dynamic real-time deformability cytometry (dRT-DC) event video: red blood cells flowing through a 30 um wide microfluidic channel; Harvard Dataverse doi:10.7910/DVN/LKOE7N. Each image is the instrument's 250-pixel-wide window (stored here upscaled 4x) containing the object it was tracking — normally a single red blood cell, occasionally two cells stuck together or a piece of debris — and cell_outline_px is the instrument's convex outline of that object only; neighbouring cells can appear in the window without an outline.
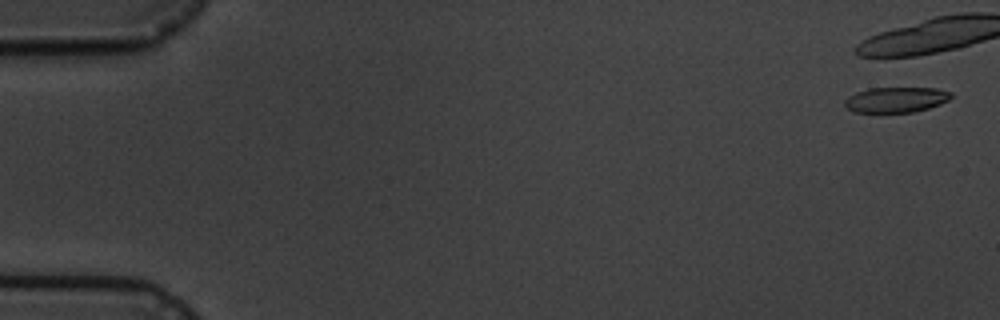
{"species": "common noctule bat (a hibernating species)", "species_latin": "Nyctalus noctula", "temperature_condition": "cold", "stored_images_in_passage": 7, "camera_frame_rate_fps": 3000, "um_per_image_px": 0.085, "animal": {"sex": "male", "body_mass_g": 19.5, "forearm_length_mm": 54.6}, "frame": {"image": 1, "passage_image": 1, "time_ms": 0.0, "image_size_px": [1000, 320], "cell_outline_px": [[952, 96], [948, 100], [940, 104], [928, 108], [912, 112], [852, 112], [844, 104], [844, 100], [848, 96], [856, 92], [868, 88], [936, 88], [952, 92]], "centroid_in_image_um": [76.15, 8.47], "position_along_channel_um": 8.9, "area_um2": 15.72}}
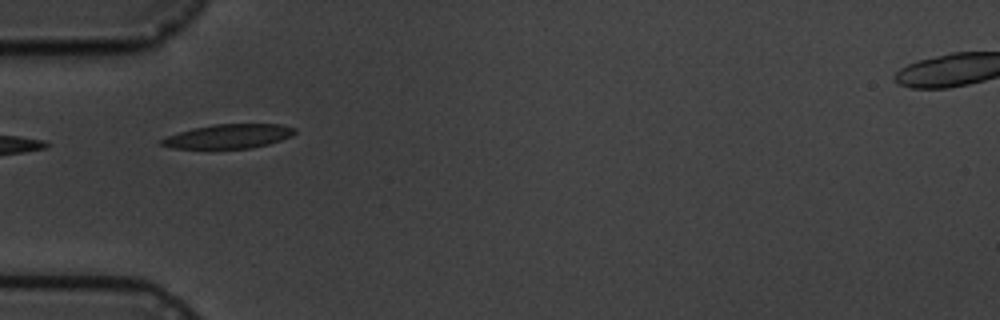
{"frame": {"image": 2, "passage_image": 6, "time_ms": 6.667, "image_size_px": [1000, 320], "cell_outline_px": [[296, 132], [292, 136], [268, 144], [252, 148], [172, 148], [160, 144], [160, 140], [168, 136], [192, 128], [212, 124], [280, 124], [296, 128]], "centroid_in_image_um": [19.46, 11.57], "position_along_channel_um": 65.5, "area_um2": 18.67}}
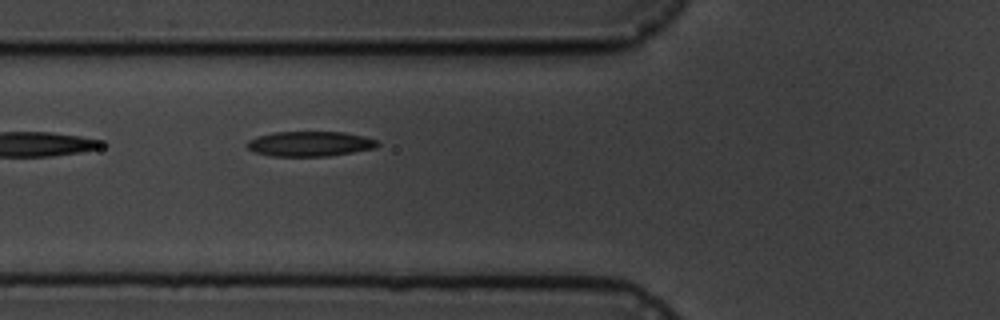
{"frame": {"image": 3, "passage_image": 7, "time_ms": 7.667, "image_size_px": [1000, 320], "cell_outline_px": [[380, 144], [376, 148], [328, 156], [272, 156], [256, 152], [248, 148], [244, 144], [248, 140], [256, 136], [276, 132], [344, 132], [364, 136], [376, 140]], "centroid_in_image_um": [26.33, 12.22], "position_along_channel_um": 99.5, "area_um2": 19.02}}